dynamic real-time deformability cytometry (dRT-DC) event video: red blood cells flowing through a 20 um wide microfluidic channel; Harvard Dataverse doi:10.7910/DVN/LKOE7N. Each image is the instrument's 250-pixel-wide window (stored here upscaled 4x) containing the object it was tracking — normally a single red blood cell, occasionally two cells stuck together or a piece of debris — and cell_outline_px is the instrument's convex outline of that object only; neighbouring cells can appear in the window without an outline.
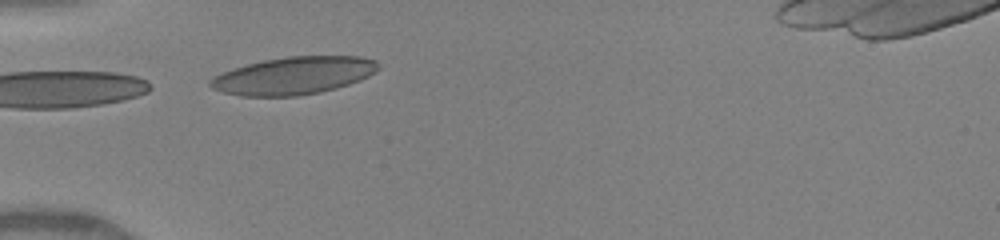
{"species": "human", "species_latin": "Homo sapiens", "temperature_condition": "warm", "stored_images_in_passage": 4, "camera_frame_rate_fps": 3000, "um_per_image_px": 0.085, "donor": {"sex": "female"}, "frame": {"image": 1, "passage_image": 1, "time_ms": 0.0, "image_size_px": [1000, 240], "cell_outline_px": [[380, 68], [376, 72], [360, 80], [336, 88], [320, 92], [296, 96], [240, 96], [224, 92], [212, 88], [208, 84], [208, 80], [212, 76], [232, 68], [264, 60], [288, 56], [360, 56], [376, 60], [380, 64]], "centroid_in_image_um": [24.96, 6.42], "position_along_channel_um": 60.0, "area_um2": 36.93}}